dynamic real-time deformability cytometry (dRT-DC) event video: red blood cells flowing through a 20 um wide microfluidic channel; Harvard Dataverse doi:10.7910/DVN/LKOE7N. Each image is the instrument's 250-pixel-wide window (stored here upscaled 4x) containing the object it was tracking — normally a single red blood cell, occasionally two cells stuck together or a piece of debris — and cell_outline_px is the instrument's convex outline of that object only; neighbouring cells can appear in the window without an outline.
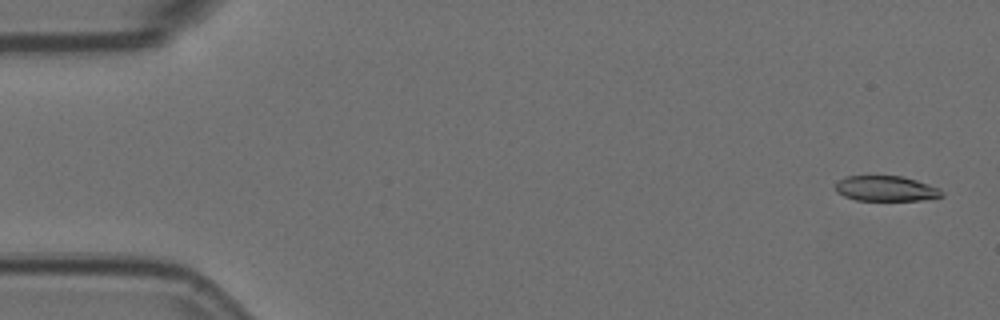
{"species": "Egyptian fruit bat (a non-hibernating species)", "species_latin": "Rousettus aegyptiacus", "temperature_condition": "room temperature", "stored_images_in_passage": 5, "camera_frame_rate_fps": 3000, "um_per_image_px": 0.085, "animal": {"sex": "female"}, "frame": {"image": 1, "passage_image": 1, "time_ms": 0.0, "image_size_px": [1000, 320], "cell_outline_px": [[944, 196], [920, 200], [856, 200], [844, 196], [836, 192], [836, 184], [844, 176], [904, 176], [940, 188], [944, 192]], "centroid_in_image_um": [75.33, 16.02], "position_along_channel_um": 9.7, "area_um2": 15.66}}
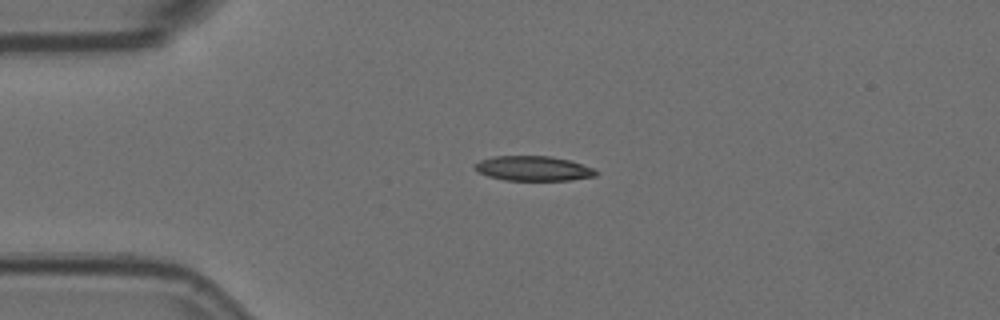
{"frame": {"image": 2, "passage_image": 4, "time_ms": 1.0, "image_size_px": [1000, 320], "cell_outline_px": [[600, 172], [596, 176], [568, 180], [504, 180], [488, 176], [472, 168], [472, 164], [480, 160], [492, 156], [552, 156], [568, 160], [596, 168]], "centroid_in_image_um": [45.33, 14.31], "position_along_channel_um": 39.7, "area_um2": 17.69}}